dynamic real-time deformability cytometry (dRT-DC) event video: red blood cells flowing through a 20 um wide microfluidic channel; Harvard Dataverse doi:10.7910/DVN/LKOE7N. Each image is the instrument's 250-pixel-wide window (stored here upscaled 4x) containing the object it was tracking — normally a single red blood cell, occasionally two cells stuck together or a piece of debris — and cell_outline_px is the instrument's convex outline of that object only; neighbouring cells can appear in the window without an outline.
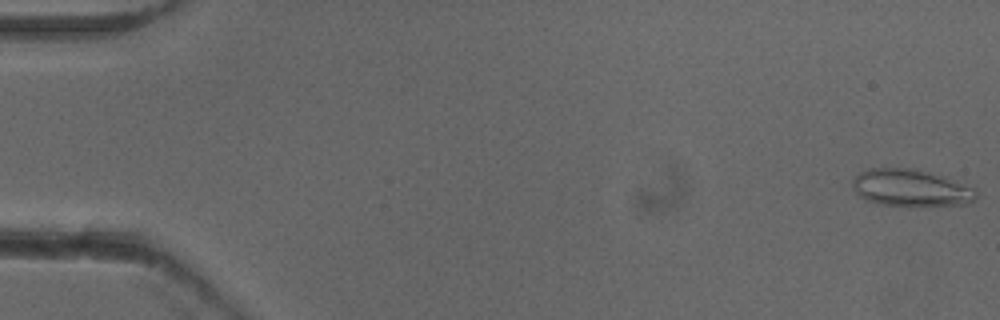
{"species": "common noctule bat (a hibernating species)", "species_latin": "Nyctalus noctula", "temperature_condition": "cold", "stored_images_in_passage": 24, "camera_frame_rate_fps": 3000, "um_per_image_px": 0.085, "animal": {"sex": "female"}, "frame": {"image": 1, "passage_image": 1, "time_ms": 0.0, "image_size_px": [1000, 320], "cell_outline_px": [[976, 196], [968, 204], [884, 204], [868, 200], [860, 196], [852, 188], [852, 180], [860, 172], [868, 168], [916, 168], [948, 176], [976, 188]], "centroid_in_image_um": [77.44, 15.91], "position_along_channel_um": 7.6, "area_um2": 26.41}}
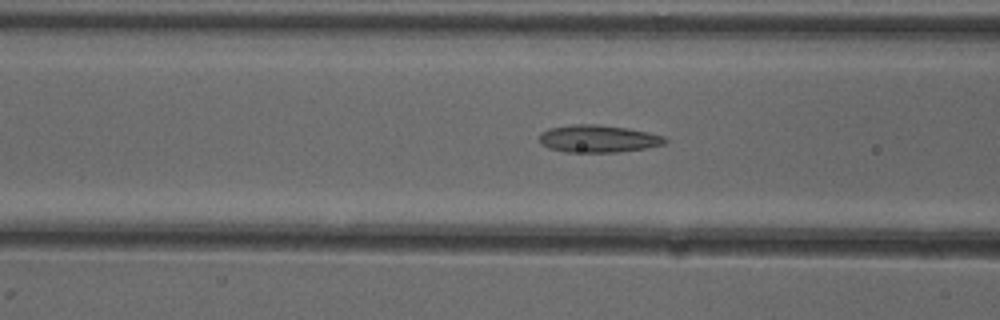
{"frame": {"image": 2, "passage_image": 21, "time_ms": 6.667, "image_size_px": [1000, 320], "cell_outline_px": [[668, 140], [664, 144], [644, 148], [620, 152], [568, 152], [548, 148], [540, 144], [540, 132], [548, 128], [572, 124], [596, 124], [628, 128], [648, 132], [664, 136]], "centroid_in_image_um": [50.82, 11.78], "position_along_channel_um": 115.8, "area_um2": 20.17}}
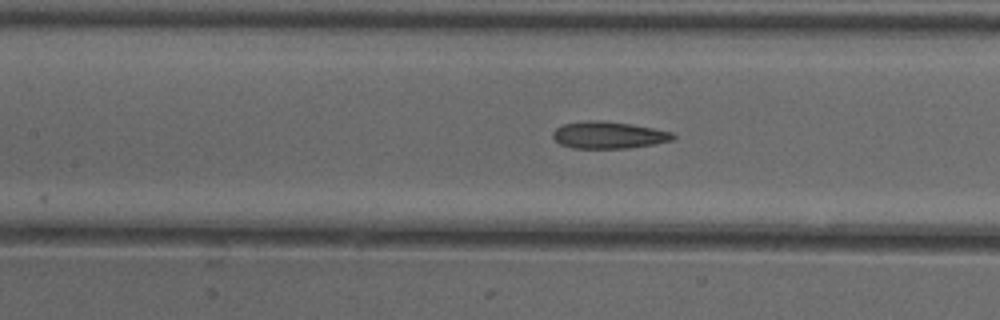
{"frame": {"image": 3, "passage_image": 24, "time_ms": 7.667, "image_size_px": [1000, 320], "cell_outline_px": [[676, 140], [656, 144], [628, 148], [572, 148], [560, 144], [552, 136], [552, 132], [556, 128], [564, 124], [588, 120], [604, 120], [632, 124], [672, 132], [676, 136]], "centroid_in_image_um": [51.76, 11.48], "position_along_channel_um": 155.6, "area_um2": 19.07}}